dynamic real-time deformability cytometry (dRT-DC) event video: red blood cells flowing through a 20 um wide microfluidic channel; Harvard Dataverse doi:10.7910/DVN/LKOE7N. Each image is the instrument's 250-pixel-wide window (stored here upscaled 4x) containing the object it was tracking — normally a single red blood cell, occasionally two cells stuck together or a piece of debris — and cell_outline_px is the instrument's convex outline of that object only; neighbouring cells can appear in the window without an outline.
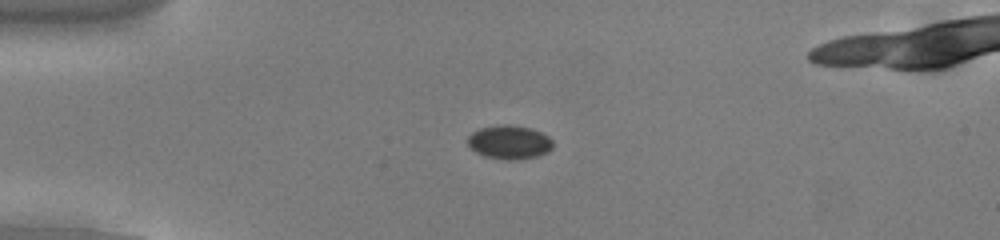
{"species": "common noctule bat (a hibernating species)", "species_latin": "Nyctalus noctula", "temperature_condition": "cold", "stored_images_in_passage": 42, "camera_frame_rate_fps": 3000, "um_per_image_px": 0.085, "animal": {"sex": "male", "body_mass_g": 13.0, "forearm_length_mm": 53.1}, "frame": {"image": 1, "passage_image": 1, "time_ms": 0.0, "image_size_px": [1000, 240], "cell_outline_px": [[552, 148], [548, 152], [536, 156], [512, 160], [508, 160], [484, 156], [476, 152], [468, 144], [468, 136], [472, 132], [480, 128], [504, 124], [508, 124], [528, 128], [540, 132], [548, 136], [552, 140]], "centroid_in_image_um": [43.29, 12.08], "position_along_channel_um": 41.7, "area_um2": 16.53}}
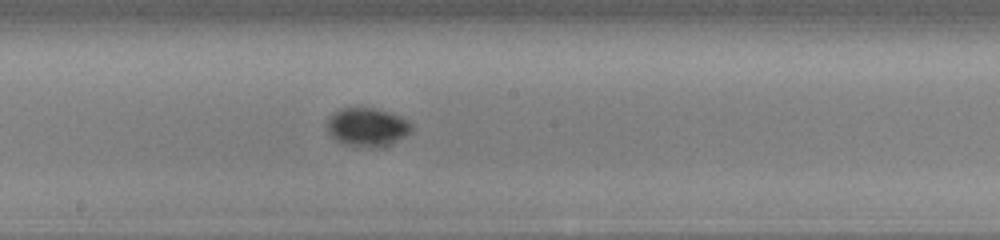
{"frame": {"image": 2, "passage_image": 17, "time_ms": 5.333, "image_size_px": [1000, 240], "cell_outline_px": [[412, 132], [388, 144], [376, 148], [356, 148], [344, 144], [336, 140], [328, 132], [328, 116], [340, 108], [372, 108], [388, 112], [400, 116], [408, 120], [412, 124]], "centroid_in_image_um": [31.2, 10.82], "position_along_channel_um": 217.0, "area_um2": 19.07}}
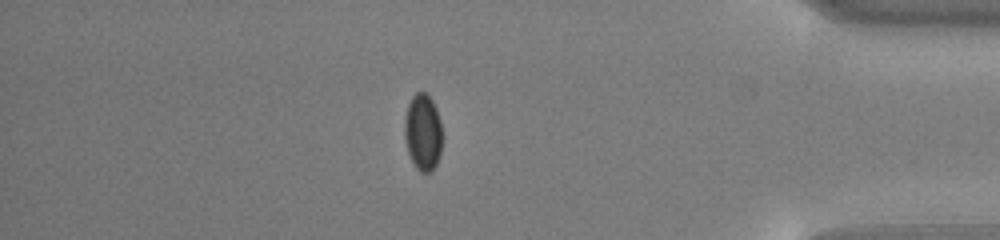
{"frame": {"image": 3, "passage_image": 34, "time_ms": 11.0, "image_size_px": [1000, 240], "cell_outline_px": [[444, 136], [440, 156], [432, 172], [420, 172], [416, 168], [408, 152], [404, 136], [404, 120], [408, 104], [412, 96], [416, 92], [424, 92], [432, 100], [436, 108], [440, 120]], "centroid_in_image_um": [35.97, 11.25], "position_along_channel_um": 399.2, "area_um2": 17.22}}